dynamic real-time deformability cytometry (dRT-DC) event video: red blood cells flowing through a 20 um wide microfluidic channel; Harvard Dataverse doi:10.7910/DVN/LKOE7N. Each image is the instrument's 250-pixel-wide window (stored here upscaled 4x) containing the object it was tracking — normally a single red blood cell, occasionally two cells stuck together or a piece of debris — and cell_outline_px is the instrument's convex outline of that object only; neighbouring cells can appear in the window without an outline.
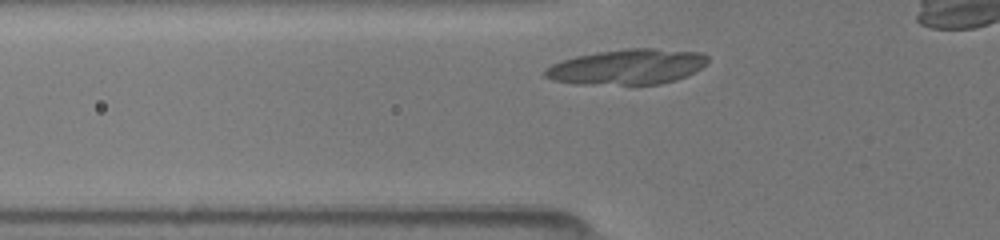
{"species": "common noctule bat (a hibernating species)", "species_latin": "Nyctalus noctula", "temperature_condition": "room temperature", "stored_images_in_passage": 27, "camera_frame_rate_fps": 3000, "um_per_image_px": 0.085, "animal": {"sex": "female", "body_mass_g": 19.5, "forearm_length_mm": 54.1}, "frame": {"image": 1, "passage_image": 3, "time_ms": 0.667, "image_size_px": [1000, 240], "cell_outline_px": [[708, 60], [696, 72], [676, 80], [660, 84], [576, 84], [552, 80], [544, 76], [544, 68], [552, 64], [576, 56], [600, 52], [628, 48], [656, 48], [700, 52], [708, 56]], "centroid_in_image_um": [53.32, 5.68], "position_along_channel_um": 72.5, "area_um2": 33.47}}
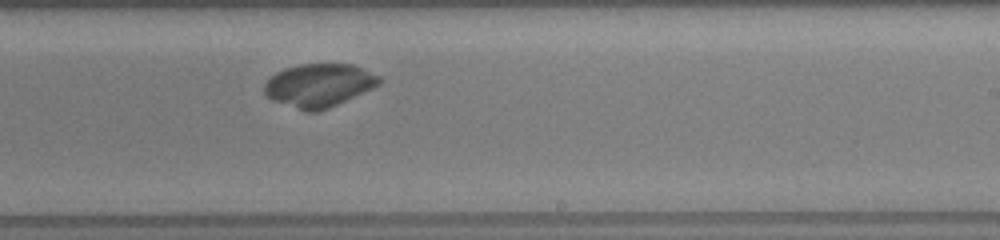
{"frame": {"image": 2, "passage_image": 17, "time_ms": 5.333, "image_size_px": [1000, 240], "cell_outline_px": [[384, 80], [380, 84], [328, 108], [316, 112], [304, 112], [272, 100], [264, 92], [264, 84], [276, 72], [284, 68], [300, 64], [352, 64], [380, 76]], "centroid_in_image_um": [27.1, 7.25], "position_along_channel_um": 261.9, "area_um2": 28.84}}
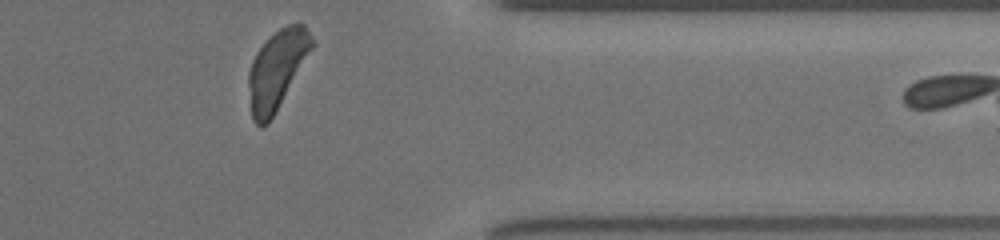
{"frame": {"image": 3, "passage_image": 27, "time_ms": 8.667, "image_size_px": [1000, 240], "cell_outline_px": [[316, 44], [268, 124], [260, 128], [252, 120], [248, 84], [248, 72], [252, 60], [256, 52], [280, 28], [288, 24], [304, 24], [316, 40]], "centroid_in_image_um": [23.56, 5.92], "position_along_channel_um": 387.8, "area_um2": 29.02}}